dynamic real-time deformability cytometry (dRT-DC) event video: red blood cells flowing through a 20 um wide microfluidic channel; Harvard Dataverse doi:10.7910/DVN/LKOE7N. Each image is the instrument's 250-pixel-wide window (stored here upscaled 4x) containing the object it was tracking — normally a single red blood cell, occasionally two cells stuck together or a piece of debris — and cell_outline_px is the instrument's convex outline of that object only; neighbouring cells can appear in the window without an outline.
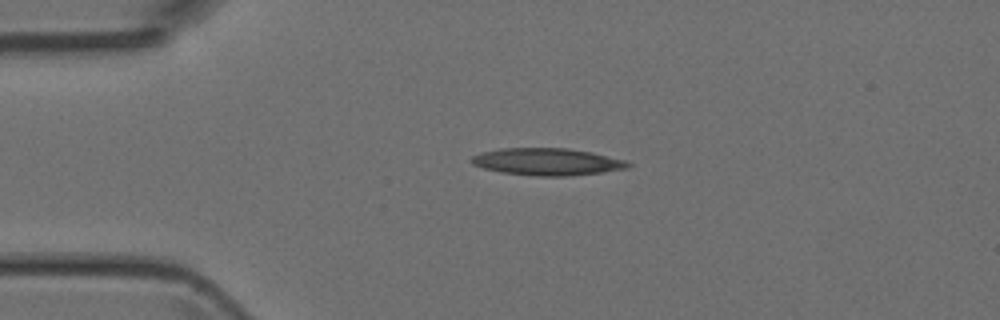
{"species": "Egyptian fruit bat (a non-hibernating species)", "species_latin": "Rousettus aegyptiacus", "temperature_condition": "room temperature", "stored_images_in_passage": 35, "camera_frame_rate_fps": 3000, "um_per_image_px": 0.085, "animal": {"sex": "female"}, "frame": {"image": 1, "passage_image": 1, "time_ms": 0.0, "image_size_px": [1000, 320], "cell_outline_px": [[632, 164], [628, 168], [604, 172], [568, 176], [536, 176], [500, 172], [484, 168], [472, 164], [468, 160], [472, 156], [484, 152], [500, 148], [568, 148], [592, 152], [624, 160]], "centroid_in_image_um": [46.5, 13.75], "position_along_channel_um": 38.5, "area_um2": 24.8}}
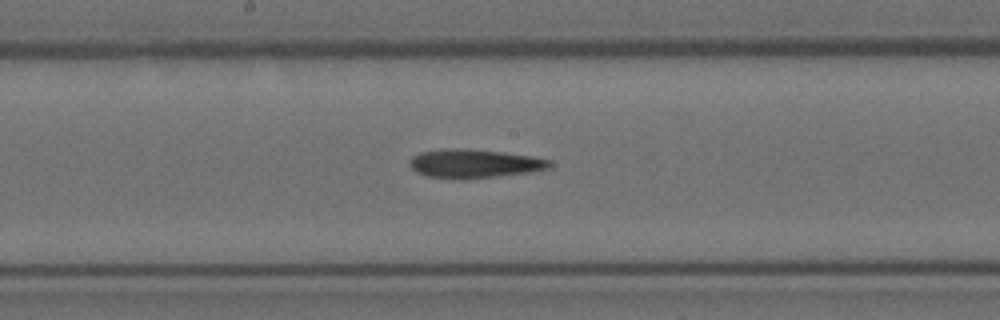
{"frame": {"image": 2, "passage_image": 15, "time_ms": 4.667, "image_size_px": [1000, 320], "cell_outline_px": [[552, 168], [540, 172], [496, 176], [428, 176], [416, 172], [408, 164], [408, 160], [412, 156], [420, 152], [440, 148], [456, 148], [504, 152], [532, 156], [552, 160]], "centroid_in_image_um": [40.4, 13.86], "position_along_channel_um": 207.8, "area_um2": 23.06}}
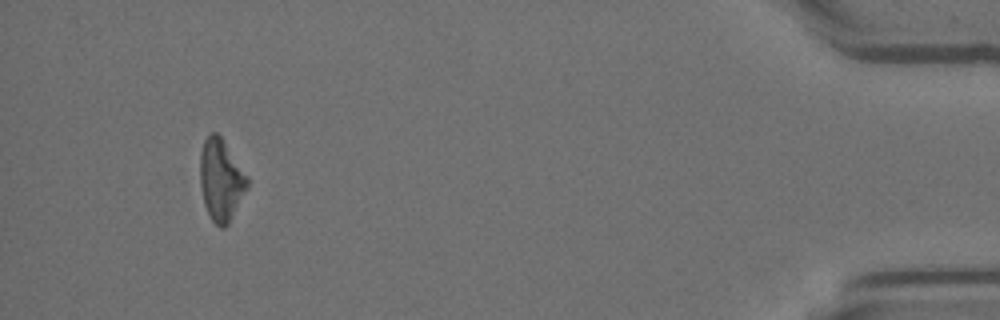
{"frame": {"image": 3, "passage_image": 35, "time_ms": 11.333, "image_size_px": [1000, 320], "cell_outline_px": [[248, 184], [228, 224], [224, 228], [220, 228], [212, 220], [204, 204], [200, 184], [200, 156], [204, 140], [212, 132], [216, 132], [224, 140], [248, 176]], "centroid_in_image_um": [18.77, 15.27], "position_along_channel_um": 416.4, "area_um2": 22.2}}